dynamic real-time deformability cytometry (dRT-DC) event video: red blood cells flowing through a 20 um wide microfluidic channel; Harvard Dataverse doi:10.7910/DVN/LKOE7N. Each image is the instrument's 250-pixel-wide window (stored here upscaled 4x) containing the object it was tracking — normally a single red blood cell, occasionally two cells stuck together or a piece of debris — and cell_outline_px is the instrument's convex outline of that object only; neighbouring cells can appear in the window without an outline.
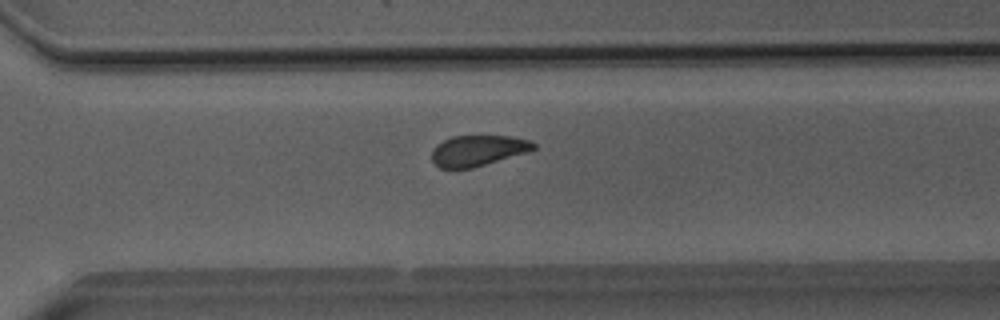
{"species": "Egyptian fruit bat (a non-hibernating species)", "species_latin": "Rousettus aegyptiacus", "temperature_condition": "room temperature", "stored_images_in_passage": 39, "camera_frame_rate_fps": 3000, "um_per_image_px": 0.085, "animal": {"sex": "male"}, "frame": {"image": 1, "passage_image": 25, "time_ms": 8.0, "image_size_px": [1000, 320], "cell_outline_px": [[536, 148], [528, 152], [472, 168], [440, 168], [432, 160], [432, 148], [436, 144], [452, 136], [512, 136], [532, 140], [536, 144]], "centroid_in_image_um": [40.64, 12.79], "position_along_channel_um": 330.0, "area_um2": 18.32}}
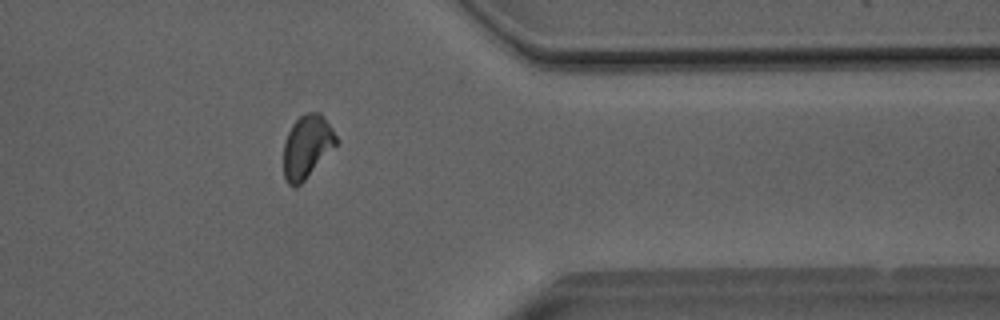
{"frame": {"image": 2, "passage_image": 30, "time_ms": 9.667, "image_size_px": [1000, 320], "cell_outline_px": [[336, 144], [304, 180], [296, 188], [288, 184], [284, 176], [284, 144], [288, 132], [292, 124], [304, 112], [320, 112], [324, 116], [332, 128], [336, 136]], "centroid_in_image_um": [26.07, 12.43], "position_along_channel_um": 385.3, "area_um2": 19.02}}
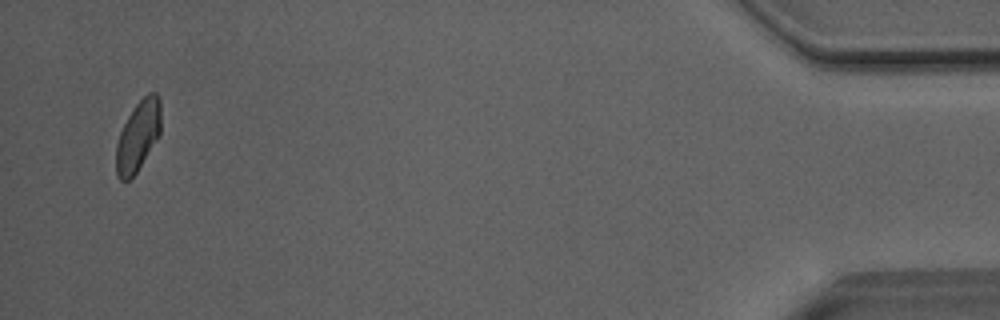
{"frame": {"image": 3, "passage_image": 38, "time_ms": 12.333, "image_size_px": [1000, 320], "cell_outline_px": [[160, 136], [136, 172], [128, 180], [120, 180], [116, 176], [116, 144], [120, 132], [128, 116], [136, 104], [148, 92], [156, 92], [160, 100]], "centroid_in_image_um": [11.74, 11.55], "position_along_channel_um": 423.5, "area_um2": 18.32}, "authors_computed_cell_mechanics": {"area_um2": 19.4208, "velocity_mm_per_s": 4.0634, "shape_relaxation_time_tau1_ms": 5.3133, "shape_relaxation_time_tau2_ms": 1.8909, "deformation_change_tau1": 0.0904, "deformation_change_tau2": 0.0645}}